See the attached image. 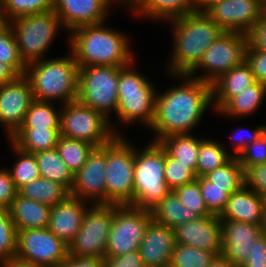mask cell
<instances>
[{
    "instance_id": "6da1fadb",
    "label": "cell",
    "mask_w": 266,
    "mask_h": 267,
    "mask_svg": "<svg viewBox=\"0 0 266 267\" xmlns=\"http://www.w3.org/2000/svg\"><path fill=\"white\" fill-rule=\"evenodd\" d=\"M181 83L156 93L155 114L148 129L154 132L152 141L159 142L172 134L192 133L203 114L213 107L212 85L187 74L171 75Z\"/></svg>"
},
{
    "instance_id": "7a4b0ae2",
    "label": "cell",
    "mask_w": 266,
    "mask_h": 267,
    "mask_svg": "<svg viewBox=\"0 0 266 267\" xmlns=\"http://www.w3.org/2000/svg\"><path fill=\"white\" fill-rule=\"evenodd\" d=\"M105 23L81 26L68 34L69 49L78 67H125L135 62L129 36Z\"/></svg>"
},
{
    "instance_id": "3957f363",
    "label": "cell",
    "mask_w": 266,
    "mask_h": 267,
    "mask_svg": "<svg viewBox=\"0 0 266 267\" xmlns=\"http://www.w3.org/2000/svg\"><path fill=\"white\" fill-rule=\"evenodd\" d=\"M169 22L173 47L166 70L169 75H188L224 30L206 12L195 11Z\"/></svg>"
},
{
    "instance_id": "277c9868",
    "label": "cell",
    "mask_w": 266,
    "mask_h": 267,
    "mask_svg": "<svg viewBox=\"0 0 266 267\" xmlns=\"http://www.w3.org/2000/svg\"><path fill=\"white\" fill-rule=\"evenodd\" d=\"M69 52L64 57H47L26 66L24 76L30 82L34 100L59 101L61 105L77 100L79 67Z\"/></svg>"
},
{
    "instance_id": "5b68a950",
    "label": "cell",
    "mask_w": 266,
    "mask_h": 267,
    "mask_svg": "<svg viewBox=\"0 0 266 267\" xmlns=\"http://www.w3.org/2000/svg\"><path fill=\"white\" fill-rule=\"evenodd\" d=\"M135 148L133 202L130 206L151 211L171 189L164 177L165 148L160 142Z\"/></svg>"
},
{
    "instance_id": "8992f818",
    "label": "cell",
    "mask_w": 266,
    "mask_h": 267,
    "mask_svg": "<svg viewBox=\"0 0 266 267\" xmlns=\"http://www.w3.org/2000/svg\"><path fill=\"white\" fill-rule=\"evenodd\" d=\"M130 63L119 69L116 118L123 124L141 122L150 127L155 114L157 90L148 77Z\"/></svg>"
},
{
    "instance_id": "52a82bcc",
    "label": "cell",
    "mask_w": 266,
    "mask_h": 267,
    "mask_svg": "<svg viewBox=\"0 0 266 267\" xmlns=\"http://www.w3.org/2000/svg\"><path fill=\"white\" fill-rule=\"evenodd\" d=\"M135 146L125 135H116L106 144V204L133 202Z\"/></svg>"
},
{
    "instance_id": "ba28073f",
    "label": "cell",
    "mask_w": 266,
    "mask_h": 267,
    "mask_svg": "<svg viewBox=\"0 0 266 267\" xmlns=\"http://www.w3.org/2000/svg\"><path fill=\"white\" fill-rule=\"evenodd\" d=\"M9 24L17 40L19 55L26 66L45 59L58 31L61 27L64 29L54 10L24 15L11 20Z\"/></svg>"
},
{
    "instance_id": "9c48e42d",
    "label": "cell",
    "mask_w": 266,
    "mask_h": 267,
    "mask_svg": "<svg viewBox=\"0 0 266 267\" xmlns=\"http://www.w3.org/2000/svg\"><path fill=\"white\" fill-rule=\"evenodd\" d=\"M61 106L60 136L81 140L97 148L110 142L116 135H121L102 113L78 100Z\"/></svg>"
},
{
    "instance_id": "30bf717a",
    "label": "cell",
    "mask_w": 266,
    "mask_h": 267,
    "mask_svg": "<svg viewBox=\"0 0 266 267\" xmlns=\"http://www.w3.org/2000/svg\"><path fill=\"white\" fill-rule=\"evenodd\" d=\"M115 66H88L78 70L77 100L111 120L117 111L119 69Z\"/></svg>"
},
{
    "instance_id": "8fae6325",
    "label": "cell",
    "mask_w": 266,
    "mask_h": 267,
    "mask_svg": "<svg viewBox=\"0 0 266 267\" xmlns=\"http://www.w3.org/2000/svg\"><path fill=\"white\" fill-rule=\"evenodd\" d=\"M248 45L246 34L223 32L204 52L201 61L188 74L190 77L213 84L228 70L245 61ZM202 69L203 74L197 75Z\"/></svg>"
},
{
    "instance_id": "7c38bea8",
    "label": "cell",
    "mask_w": 266,
    "mask_h": 267,
    "mask_svg": "<svg viewBox=\"0 0 266 267\" xmlns=\"http://www.w3.org/2000/svg\"><path fill=\"white\" fill-rule=\"evenodd\" d=\"M113 214L114 204H92L74 240L68 245L69 255L104 259Z\"/></svg>"
},
{
    "instance_id": "4fadbf2b",
    "label": "cell",
    "mask_w": 266,
    "mask_h": 267,
    "mask_svg": "<svg viewBox=\"0 0 266 267\" xmlns=\"http://www.w3.org/2000/svg\"><path fill=\"white\" fill-rule=\"evenodd\" d=\"M152 220L151 211L130 205H114L105 257H116L138 250Z\"/></svg>"
},
{
    "instance_id": "5bb4252c",
    "label": "cell",
    "mask_w": 266,
    "mask_h": 267,
    "mask_svg": "<svg viewBox=\"0 0 266 267\" xmlns=\"http://www.w3.org/2000/svg\"><path fill=\"white\" fill-rule=\"evenodd\" d=\"M68 256L69 246L48 228L17 231L14 260L60 267Z\"/></svg>"
},
{
    "instance_id": "9a60e30c",
    "label": "cell",
    "mask_w": 266,
    "mask_h": 267,
    "mask_svg": "<svg viewBox=\"0 0 266 267\" xmlns=\"http://www.w3.org/2000/svg\"><path fill=\"white\" fill-rule=\"evenodd\" d=\"M106 144L94 148L74 175L70 195L92 204H106Z\"/></svg>"
},
{
    "instance_id": "2e32d148",
    "label": "cell",
    "mask_w": 266,
    "mask_h": 267,
    "mask_svg": "<svg viewBox=\"0 0 266 267\" xmlns=\"http://www.w3.org/2000/svg\"><path fill=\"white\" fill-rule=\"evenodd\" d=\"M33 101L30 82L24 75L0 85V125L5 126L8 140L23 124Z\"/></svg>"
},
{
    "instance_id": "e0dca14e",
    "label": "cell",
    "mask_w": 266,
    "mask_h": 267,
    "mask_svg": "<svg viewBox=\"0 0 266 267\" xmlns=\"http://www.w3.org/2000/svg\"><path fill=\"white\" fill-rule=\"evenodd\" d=\"M206 13L225 32L247 35L263 15V0H222Z\"/></svg>"
},
{
    "instance_id": "ac0fdd59",
    "label": "cell",
    "mask_w": 266,
    "mask_h": 267,
    "mask_svg": "<svg viewBox=\"0 0 266 267\" xmlns=\"http://www.w3.org/2000/svg\"><path fill=\"white\" fill-rule=\"evenodd\" d=\"M176 243L221 255L222 228L218 215L190 220L174 229Z\"/></svg>"
},
{
    "instance_id": "d6986e66",
    "label": "cell",
    "mask_w": 266,
    "mask_h": 267,
    "mask_svg": "<svg viewBox=\"0 0 266 267\" xmlns=\"http://www.w3.org/2000/svg\"><path fill=\"white\" fill-rule=\"evenodd\" d=\"M222 255L242 266L253 250V242L262 235L261 225L221 220Z\"/></svg>"
},
{
    "instance_id": "ffe728a7",
    "label": "cell",
    "mask_w": 266,
    "mask_h": 267,
    "mask_svg": "<svg viewBox=\"0 0 266 267\" xmlns=\"http://www.w3.org/2000/svg\"><path fill=\"white\" fill-rule=\"evenodd\" d=\"M109 9L102 0H54L53 8L68 32L81 26L106 22Z\"/></svg>"
},
{
    "instance_id": "44dd1931",
    "label": "cell",
    "mask_w": 266,
    "mask_h": 267,
    "mask_svg": "<svg viewBox=\"0 0 266 267\" xmlns=\"http://www.w3.org/2000/svg\"><path fill=\"white\" fill-rule=\"evenodd\" d=\"M175 246L174 229L152 220L138 250L146 267H169Z\"/></svg>"
},
{
    "instance_id": "7402d4cb",
    "label": "cell",
    "mask_w": 266,
    "mask_h": 267,
    "mask_svg": "<svg viewBox=\"0 0 266 267\" xmlns=\"http://www.w3.org/2000/svg\"><path fill=\"white\" fill-rule=\"evenodd\" d=\"M92 204L69 195L51 207L48 229L69 245L78 233L84 215Z\"/></svg>"
},
{
    "instance_id": "603a6c76",
    "label": "cell",
    "mask_w": 266,
    "mask_h": 267,
    "mask_svg": "<svg viewBox=\"0 0 266 267\" xmlns=\"http://www.w3.org/2000/svg\"><path fill=\"white\" fill-rule=\"evenodd\" d=\"M265 207L264 198L243 186L229 196L219 219L262 225Z\"/></svg>"
},
{
    "instance_id": "cb8c5ba5",
    "label": "cell",
    "mask_w": 266,
    "mask_h": 267,
    "mask_svg": "<svg viewBox=\"0 0 266 267\" xmlns=\"http://www.w3.org/2000/svg\"><path fill=\"white\" fill-rule=\"evenodd\" d=\"M255 82V76L246 61L228 70L212 84L213 110L219 111L232 97Z\"/></svg>"
},
{
    "instance_id": "d4e9b609",
    "label": "cell",
    "mask_w": 266,
    "mask_h": 267,
    "mask_svg": "<svg viewBox=\"0 0 266 267\" xmlns=\"http://www.w3.org/2000/svg\"><path fill=\"white\" fill-rule=\"evenodd\" d=\"M129 8L136 16L169 22L197 11V0H135Z\"/></svg>"
},
{
    "instance_id": "484cf974",
    "label": "cell",
    "mask_w": 266,
    "mask_h": 267,
    "mask_svg": "<svg viewBox=\"0 0 266 267\" xmlns=\"http://www.w3.org/2000/svg\"><path fill=\"white\" fill-rule=\"evenodd\" d=\"M8 209L17 231L48 227L51 206L47 204L17 194Z\"/></svg>"
},
{
    "instance_id": "4316f807",
    "label": "cell",
    "mask_w": 266,
    "mask_h": 267,
    "mask_svg": "<svg viewBox=\"0 0 266 267\" xmlns=\"http://www.w3.org/2000/svg\"><path fill=\"white\" fill-rule=\"evenodd\" d=\"M266 100V84L255 82L232 97L217 114L241 118L254 114Z\"/></svg>"
},
{
    "instance_id": "83f0119b",
    "label": "cell",
    "mask_w": 266,
    "mask_h": 267,
    "mask_svg": "<svg viewBox=\"0 0 266 267\" xmlns=\"http://www.w3.org/2000/svg\"><path fill=\"white\" fill-rule=\"evenodd\" d=\"M151 215L156 223L171 229L199 218L195 212L190 211L181 203L172 190L151 210Z\"/></svg>"
},
{
    "instance_id": "f1b7e54d",
    "label": "cell",
    "mask_w": 266,
    "mask_h": 267,
    "mask_svg": "<svg viewBox=\"0 0 266 267\" xmlns=\"http://www.w3.org/2000/svg\"><path fill=\"white\" fill-rule=\"evenodd\" d=\"M60 129L19 128L9 139L19 149L36 153L56 148Z\"/></svg>"
},
{
    "instance_id": "f546056e",
    "label": "cell",
    "mask_w": 266,
    "mask_h": 267,
    "mask_svg": "<svg viewBox=\"0 0 266 267\" xmlns=\"http://www.w3.org/2000/svg\"><path fill=\"white\" fill-rule=\"evenodd\" d=\"M40 177L64 186L69 192L73 186L74 175L62 160L56 148L34 153Z\"/></svg>"
},
{
    "instance_id": "4dcf8cb0",
    "label": "cell",
    "mask_w": 266,
    "mask_h": 267,
    "mask_svg": "<svg viewBox=\"0 0 266 267\" xmlns=\"http://www.w3.org/2000/svg\"><path fill=\"white\" fill-rule=\"evenodd\" d=\"M193 133L172 134L162 138L159 142L165 150L183 164H189L195 173L199 154L200 142Z\"/></svg>"
},
{
    "instance_id": "1f68e13d",
    "label": "cell",
    "mask_w": 266,
    "mask_h": 267,
    "mask_svg": "<svg viewBox=\"0 0 266 267\" xmlns=\"http://www.w3.org/2000/svg\"><path fill=\"white\" fill-rule=\"evenodd\" d=\"M18 194L52 207L64 201L70 195V192L59 183L39 177L20 187Z\"/></svg>"
},
{
    "instance_id": "d6a6232c",
    "label": "cell",
    "mask_w": 266,
    "mask_h": 267,
    "mask_svg": "<svg viewBox=\"0 0 266 267\" xmlns=\"http://www.w3.org/2000/svg\"><path fill=\"white\" fill-rule=\"evenodd\" d=\"M217 140L203 138L199 146L197 159L196 176H205L208 172L222 167L231 158V151Z\"/></svg>"
},
{
    "instance_id": "836d02e7",
    "label": "cell",
    "mask_w": 266,
    "mask_h": 267,
    "mask_svg": "<svg viewBox=\"0 0 266 267\" xmlns=\"http://www.w3.org/2000/svg\"><path fill=\"white\" fill-rule=\"evenodd\" d=\"M53 105V102L34 100L20 128L60 129L61 106L57 109Z\"/></svg>"
},
{
    "instance_id": "e575fe53",
    "label": "cell",
    "mask_w": 266,
    "mask_h": 267,
    "mask_svg": "<svg viewBox=\"0 0 266 267\" xmlns=\"http://www.w3.org/2000/svg\"><path fill=\"white\" fill-rule=\"evenodd\" d=\"M95 147L87 142L60 136L56 149L70 172L75 175Z\"/></svg>"
},
{
    "instance_id": "d590c367",
    "label": "cell",
    "mask_w": 266,
    "mask_h": 267,
    "mask_svg": "<svg viewBox=\"0 0 266 267\" xmlns=\"http://www.w3.org/2000/svg\"><path fill=\"white\" fill-rule=\"evenodd\" d=\"M9 143L17 159L13 163V167L8 170L16 188L19 189L23 185L40 177L39 168L33 153L25 152L16 147L12 142Z\"/></svg>"
},
{
    "instance_id": "8d00e7d4",
    "label": "cell",
    "mask_w": 266,
    "mask_h": 267,
    "mask_svg": "<svg viewBox=\"0 0 266 267\" xmlns=\"http://www.w3.org/2000/svg\"><path fill=\"white\" fill-rule=\"evenodd\" d=\"M17 229L9 209L0 207V267H5L15 259Z\"/></svg>"
},
{
    "instance_id": "74e56055",
    "label": "cell",
    "mask_w": 266,
    "mask_h": 267,
    "mask_svg": "<svg viewBox=\"0 0 266 267\" xmlns=\"http://www.w3.org/2000/svg\"><path fill=\"white\" fill-rule=\"evenodd\" d=\"M5 22L24 16L53 10L54 0H1Z\"/></svg>"
},
{
    "instance_id": "f35d334b",
    "label": "cell",
    "mask_w": 266,
    "mask_h": 267,
    "mask_svg": "<svg viewBox=\"0 0 266 267\" xmlns=\"http://www.w3.org/2000/svg\"><path fill=\"white\" fill-rule=\"evenodd\" d=\"M0 61L10 65L19 75H24L26 65L19 55L17 40L9 22L0 26Z\"/></svg>"
},
{
    "instance_id": "ab89813d",
    "label": "cell",
    "mask_w": 266,
    "mask_h": 267,
    "mask_svg": "<svg viewBox=\"0 0 266 267\" xmlns=\"http://www.w3.org/2000/svg\"><path fill=\"white\" fill-rule=\"evenodd\" d=\"M215 253L176 243L169 267H208Z\"/></svg>"
},
{
    "instance_id": "60d3db41",
    "label": "cell",
    "mask_w": 266,
    "mask_h": 267,
    "mask_svg": "<svg viewBox=\"0 0 266 267\" xmlns=\"http://www.w3.org/2000/svg\"><path fill=\"white\" fill-rule=\"evenodd\" d=\"M199 185L204 203L208 211L213 215H220L224 210L229 196L242 187H218L213 186L205 176L199 177Z\"/></svg>"
},
{
    "instance_id": "b9f144b4",
    "label": "cell",
    "mask_w": 266,
    "mask_h": 267,
    "mask_svg": "<svg viewBox=\"0 0 266 267\" xmlns=\"http://www.w3.org/2000/svg\"><path fill=\"white\" fill-rule=\"evenodd\" d=\"M205 177L218 187H243V167L237 157H232L222 167L208 172Z\"/></svg>"
},
{
    "instance_id": "7bdbcfd3",
    "label": "cell",
    "mask_w": 266,
    "mask_h": 267,
    "mask_svg": "<svg viewBox=\"0 0 266 267\" xmlns=\"http://www.w3.org/2000/svg\"><path fill=\"white\" fill-rule=\"evenodd\" d=\"M164 177L167 186L173 191L175 188L195 181L198 177L189 164L179 162L165 150Z\"/></svg>"
},
{
    "instance_id": "ee69618b",
    "label": "cell",
    "mask_w": 266,
    "mask_h": 267,
    "mask_svg": "<svg viewBox=\"0 0 266 267\" xmlns=\"http://www.w3.org/2000/svg\"><path fill=\"white\" fill-rule=\"evenodd\" d=\"M173 191L181 203L190 211L195 212L199 217L212 215L204 203L199 185V177L191 183L175 188Z\"/></svg>"
},
{
    "instance_id": "f6af8a7d",
    "label": "cell",
    "mask_w": 266,
    "mask_h": 267,
    "mask_svg": "<svg viewBox=\"0 0 266 267\" xmlns=\"http://www.w3.org/2000/svg\"><path fill=\"white\" fill-rule=\"evenodd\" d=\"M242 167L244 187L253 190L266 200V163Z\"/></svg>"
},
{
    "instance_id": "bcb514c9",
    "label": "cell",
    "mask_w": 266,
    "mask_h": 267,
    "mask_svg": "<svg viewBox=\"0 0 266 267\" xmlns=\"http://www.w3.org/2000/svg\"><path fill=\"white\" fill-rule=\"evenodd\" d=\"M242 166H254L266 163V131L249 144L237 157Z\"/></svg>"
},
{
    "instance_id": "7dc6e473",
    "label": "cell",
    "mask_w": 266,
    "mask_h": 267,
    "mask_svg": "<svg viewBox=\"0 0 266 267\" xmlns=\"http://www.w3.org/2000/svg\"><path fill=\"white\" fill-rule=\"evenodd\" d=\"M240 129V130H239ZM238 131H234L233 135L231 134L230 141L234 152L231 153L232 157H238L240 153L253 141L258 139L265 132V125H259L254 130L249 131L246 128H239ZM246 131L247 135L245 132ZM248 131V132H247ZM241 132V133H240ZM251 132V133H250ZM243 133V134H242ZM249 133V134H248ZM237 137V138H236Z\"/></svg>"
},
{
    "instance_id": "c3c4849f",
    "label": "cell",
    "mask_w": 266,
    "mask_h": 267,
    "mask_svg": "<svg viewBox=\"0 0 266 267\" xmlns=\"http://www.w3.org/2000/svg\"><path fill=\"white\" fill-rule=\"evenodd\" d=\"M245 61L250 66L257 82L266 84V51L246 47Z\"/></svg>"
},
{
    "instance_id": "681fc988",
    "label": "cell",
    "mask_w": 266,
    "mask_h": 267,
    "mask_svg": "<svg viewBox=\"0 0 266 267\" xmlns=\"http://www.w3.org/2000/svg\"><path fill=\"white\" fill-rule=\"evenodd\" d=\"M18 194V189L7 168L0 169V207L9 208Z\"/></svg>"
},
{
    "instance_id": "f907efd6",
    "label": "cell",
    "mask_w": 266,
    "mask_h": 267,
    "mask_svg": "<svg viewBox=\"0 0 266 267\" xmlns=\"http://www.w3.org/2000/svg\"><path fill=\"white\" fill-rule=\"evenodd\" d=\"M248 45L266 51V15L263 14L247 34Z\"/></svg>"
},
{
    "instance_id": "816d5d0a",
    "label": "cell",
    "mask_w": 266,
    "mask_h": 267,
    "mask_svg": "<svg viewBox=\"0 0 266 267\" xmlns=\"http://www.w3.org/2000/svg\"><path fill=\"white\" fill-rule=\"evenodd\" d=\"M242 267H266V236L262 234L253 242V250Z\"/></svg>"
},
{
    "instance_id": "f5cc1de1",
    "label": "cell",
    "mask_w": 266,
    "mask_h": 267,
    "mask_svg": "<svg viewBox=\"0 0 266 267\" xmlns=\"http://www.w3.org/2000/svg\"><path fill=\"white\" fill-rule=\"evenodd\" d=\"M105 267H146L139 250L131 251L116 257H105Z\"/></svg>"
},
{
    "instance_id": "db71d44e",
    "label": "cell",
    "mask_w": 266,
    "mask_h": 267,
    "mask_svg": "<svg viewBox=\"0 0 266 267\" xmlns=\"http://www.w3.org/2000/svg\"><path fill=\"white\" fill-rule=\"evenodd\" d=\"M60 267H105V260L98 258L74 257L69 255Z\"/></svg>"
},
{
    "instance_id": "11a10c76",
    "label": "cell",
    "mask_w": 266,
    "mask_h": 267,
    "mask_svg": "<svg viewBox=\"0 0 266 267\" xmlns=\"http://www.w3.org/2000/svg\"><path fill=\"white\" fill-rule=\"evenodd\" d=\"M19 74L7 63L0 61V85L14 81Z\"/></svg>"
},
{
    "instance_id": "9f6ffc18",
    "label": "cell",
    "mask_w": 266,
    "mask_h": 267,
    "mask_svg": "<svg viewBox=\"0 0 266 267\" xmlns=\"http://www.w3.org/2000/svg\"><path fill=\"white\" fill-rule=\"evenodd\" d=\"M208 267H236L228 258L216 255Z\"/></svg>"
},
{
    "instance_id": "6f0895ef",
    "label": "cell",
    "mask_w": 266,
    "mask_h": 267,
    "mask_svg": "<svg viewBox=\"0 0 266 267\" xmlns=\"http://www.w3.org/2000/svg\"><path fill=\"white\" fill-rule=\"evenodd\" d=\"M221 1L222 0H197V11L207 12L212 6Z\"/></svg>"
},
{
    "instance_id": "680465c9",
    "label": "cell",
    "mask_w": 266,
    "mask_h": 267,
    "mask_svg": "<svg viewBox=\"0 0 266 267\" xmlns=\"http://www.w3.org/2000/svg\"><path fill=\"white\" fill-rule=\"evenodd\" d=\"M5 267H50V266L40 265V264H30L23 261L13 260L10 264L6 265Z\"/></svg>"
},
{
    "instance_id": "91938a15",
    "label": "cell",
    "mask_w": 266,
    "mask_h": 267,
    "mask_svg": "<svg viewBox=\"0 0 266 267\" xmlns=\"http://www.w3.org/2000/svg\"><path fill=\"white\" fill-rule=\"evenodd\" d=\"M109 8H111V6L115 3H119L120 5L123 4L124 5V2L122 0H102Z\"/></svg>"
},
{
    "instance_id": "94428289",
    "label": "cell",
    "mask_w": 266,
    "mask_h": 267,
    "mask_svg": "<svg viewBox=\"0 0 266 267\" xmlns=\"http://www.w3.org/2000/svg\"><path fill=\"white\" fill-rule=\"evenodd\" d=\"M261 229H262V234L264 236H266V207H265V210H264V215H263V221H262Z\"/></svg>"
},
{
    "instance_id": "6125c7cd",
    "label": "cell",
    "mask_w": 266,
    "mask_h": 267,
    "mask_svg": "<svg viewBox=\"0 0 266 267\" xmlns=\"http://www.w3.org/2000/svg\"><path fill=\"white\" fill-rule=\"evenodd\" d=\"M5 23L3 15H2V3L0 0V26L3 25Z\"/></svg>"
},
{
    "instance_id": "be15d7a7",
    "label": "cell",
    "mask_w": 266,
    "mask_h": 267,
    "mask_svg": "<svg viewBox=\"0 0 266 267\" xmlns=\"http://www.w3.org/2000/svg\"><path fill=\"white\" fill-rule=\"evenodd\" d=\"M122 1L124 2V5L126 6V8H128L133 3V0H122Z\"/></svg>"
},
{
    "instance_id": "e7e4bbea",
    "label": "cell",
    "mask_w": 266,
    "mask_h": 267,
    "mask_svg": "<svg viewBox=\"0 0 266 267\" xmlns=\"http://www.w3.org/2000/svg\"><path fill=\"white\" fill-rule=\"evenodd\" d=\"M263 14L266 15V0H263Z\"/></svg>"
}]
</instances>
